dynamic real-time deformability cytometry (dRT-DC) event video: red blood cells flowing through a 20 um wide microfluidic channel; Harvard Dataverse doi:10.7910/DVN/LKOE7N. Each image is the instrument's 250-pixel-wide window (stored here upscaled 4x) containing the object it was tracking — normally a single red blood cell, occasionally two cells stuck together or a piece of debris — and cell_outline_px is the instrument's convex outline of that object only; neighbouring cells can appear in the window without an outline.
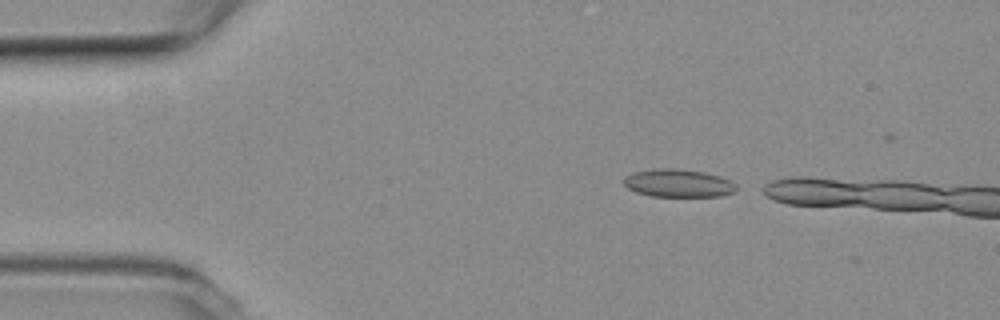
{"species": "common noctule bat (a hibernating species)", "species_latin": "Nyctalus noctula", "temperature_condition": "room temperature", "stored_images_in_passage": 8, "camera_frame_rate_fps": 3000, "um_per_image_px": 0.085, "animal": {"sex": "female", "body_mass_g": 19.3, "forearm_length_mm": 54.1}, "frame": {"image": 1, "passage_image": 5, "time_ms": 1.333, "image_size_px": [1000, 320], "cell_outline_px": [[736, 192], [720, 196], [652, 196], [636, 192], [628, 188], [624, 184], [624, 176], [632, 172], [656, 168], [676, 168], [704, 172], [720, 176], [736, 184]], "centroid_in_image_um": [57.64, 15.56], "position_along_channel_um": 27.4, "area_um2": 18.38}}